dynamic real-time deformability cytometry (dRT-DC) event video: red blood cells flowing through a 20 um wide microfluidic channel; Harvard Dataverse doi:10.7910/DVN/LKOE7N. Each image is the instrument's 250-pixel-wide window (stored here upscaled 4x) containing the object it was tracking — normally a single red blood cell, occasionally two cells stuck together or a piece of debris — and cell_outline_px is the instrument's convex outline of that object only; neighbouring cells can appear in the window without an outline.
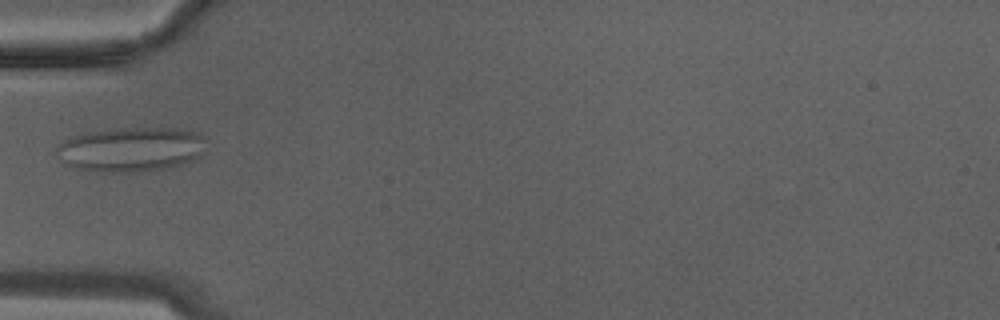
{"species": "Egyptian fruit bat (a non-hibernating species)", "species_latin": "Rousettus aegyptiacus", "temperature_condition": "warm", "stored_images_in_passage": 9, "camera_frame_rate_fps": 3000, "um_per_image_px": 0.085, "animal": {"sex": "male"}, "frame": {"image": 1, "passage_image": 6, "time_ms": 1.667, "image_size_px": [1000, 320], "cell_outline_px": [[204, 152], [200, 160], [164, 168], [132, 172], [96, 172], [72, 168], [60, 160], [56, 156], [56, 148], [64, 140], [72, 136], [92, 132], [120, 128], [184, 128], [200, 132], [204, 136]], "centroid_in_image_um": [11.18, 12.7], "position_along_channel_um": 73.8, "area_um2": 39.42}}